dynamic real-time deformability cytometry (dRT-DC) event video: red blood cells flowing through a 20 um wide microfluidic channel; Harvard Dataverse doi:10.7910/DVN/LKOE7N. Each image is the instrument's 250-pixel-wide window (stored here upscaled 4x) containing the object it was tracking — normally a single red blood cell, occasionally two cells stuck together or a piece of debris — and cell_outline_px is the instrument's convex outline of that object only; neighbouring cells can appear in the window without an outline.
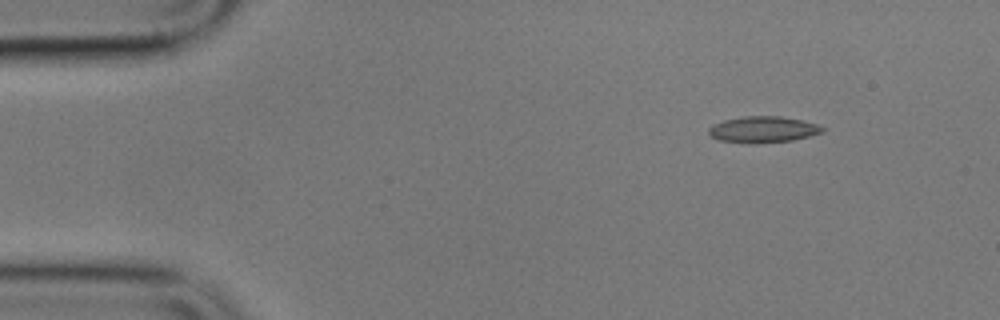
{"species": "common noctule bat (a hibernating species)", "species_latin": "Nyctalus noctula", "temperature_condition": "cold", "stored_images_in_passage": 3, "camera_frame_rate_fps": 3000, "um_per_image_px": 0.085, "animal": {"sex": "male", "body_mass_g": 17.9}, "frame": {"image": 1, "passage_image": 1, "time_ms": 0.0, "image_size_px": [1000, 320], "cell_outline_px": [[828, 128], [824, 132], [792, 140], [756, 144], [748, 144], [720, 140], [712, 136], [708, 132], [708, 128], [712, 124], [724, 120], [744, 116], [780, 116], [804, 120]], "centroid_in_image_um": [64.88, 11.01], "position_along_channel_um": 20.1, "area_um2": 17.63}}